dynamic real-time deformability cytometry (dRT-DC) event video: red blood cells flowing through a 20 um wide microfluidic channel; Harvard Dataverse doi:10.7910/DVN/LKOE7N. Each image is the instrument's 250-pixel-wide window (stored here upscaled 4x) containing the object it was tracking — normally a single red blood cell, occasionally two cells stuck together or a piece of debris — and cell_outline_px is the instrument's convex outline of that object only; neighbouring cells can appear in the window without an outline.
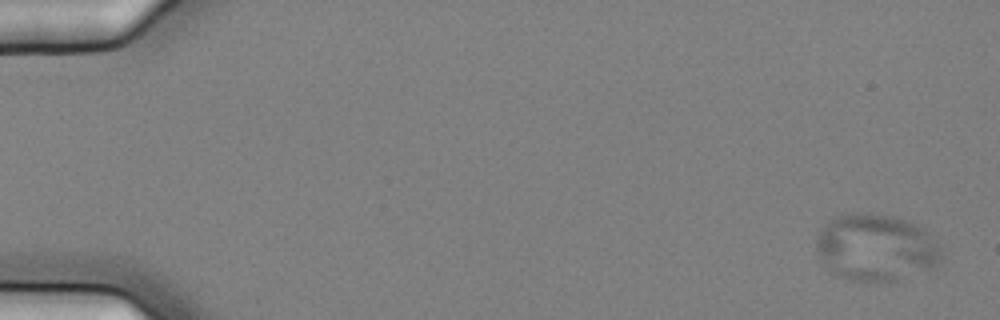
{"species": "common noctule bat (a hibernating species)", "species_latin": "Nyctalus noctula", "temperature_condition": "cold", "stored_images_in_passage": 8, "camera_frame_rate_fps": 3000, "um_per_image_px": 0.085, "animal": {"sex": "female", "body_mass_g": 25.1}, "frame": {"image": 1, "passage_image": 1, "time_ms": 0.0, "image_size_px": [1000, 320], "cell_outline_px": [[944, 256], [940, 264], [936, 268], [896, 280], [848, 280], [828, 272], [816, 248], [816, 240], [824, 224], [836, 216], [852, 212], [868, 212], [896, 216], [920, 228], [936, 240]], "centroid_in_image_um": [74.46, 21.04], "position_along_channel_um": 10.5, "area_um2": 49.01}}
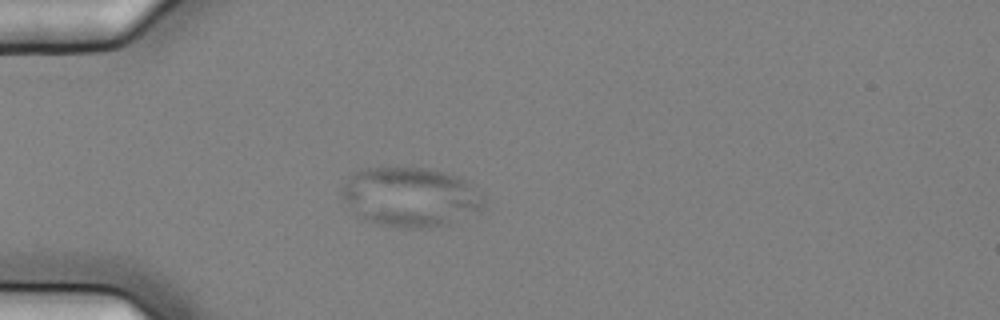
{"frame": {"image": 2, "passage_image": 5, "time_ms": 1.333, "image_size_px": [1000, 320], "cell_outline_px": [[484, 204], [480, 212], [448, 224], [424, 228], [408, 228], [380, 224], [364, 220], [356, 216], [340, 196], [340, 188], [348, 176], [352, 172], [368, 168], [424, 168], [444, 172], [460, 176], [480, 196]], "centroid_in_image_um": [34.81, 16.75], "position_along_channel_um": 50.2, "area_um2": 49.25}}
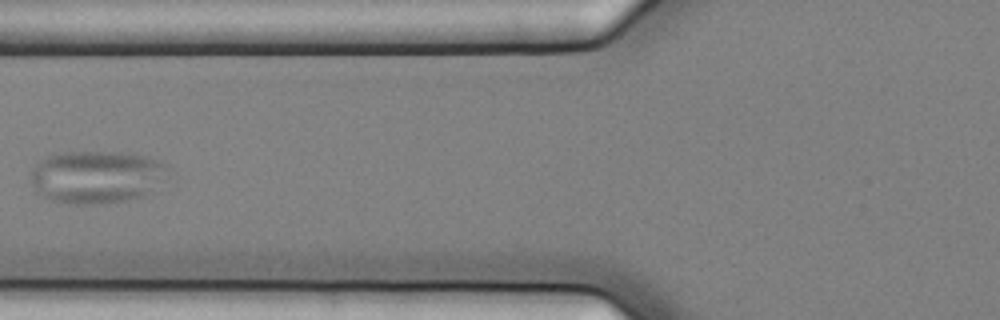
{"frame": {"image": 3, "passage_image": 7, "time_ms": 2.0, "image_size_px": [1000, 320], "cell_outline_px": [[172, 168], [164, 180], [152, 192], [140, 196], [124, 200], [96, 204], [68, 204], [52, 200], [44, 196], [32, 184], [28, 176], [32, 168], [36, 164], [48, 156], [64, 152], [112, 152], [144, 156], [160, 160], [168, 164]], "centroid_in_image_um": [8.25, 15.03], "position_along_channel_um": 117.6, "area_um2": 42.31}}